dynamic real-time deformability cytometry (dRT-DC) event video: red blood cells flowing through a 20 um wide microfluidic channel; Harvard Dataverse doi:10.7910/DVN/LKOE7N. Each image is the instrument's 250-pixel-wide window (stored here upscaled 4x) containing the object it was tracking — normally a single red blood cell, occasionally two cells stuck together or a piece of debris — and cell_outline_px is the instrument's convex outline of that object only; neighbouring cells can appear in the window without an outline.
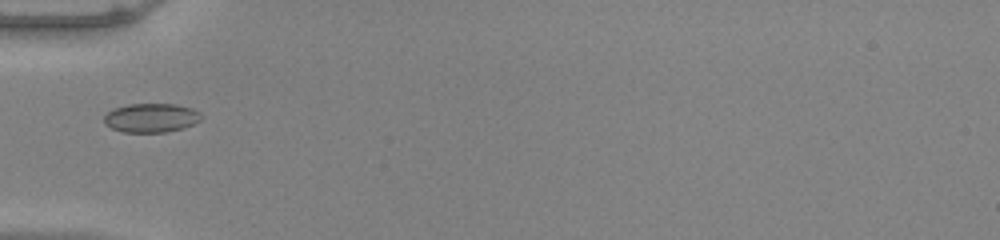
{"species": "common noctule bat (a hibernating species)", "species_latin": "Nyctalus noctula", "temperature_condition": "warm", "stored_images_in_passage": 35, "camera_frame_rate_fps": 3000, "um_per_image_px": 0.085, "animal": {"sex": "male", "body_mass_g": 20.0, "forearm_length_mm": 53.3}, "frame": {"image": 1, "passage_image": 1, "time_ms": 0.0, "image_size_px": [1000, 240], "cell_outline_px": [[204, 116], [200, 120], [184, 128], [164, 132], [124, 132], [112, 128], [104, 124], [104, 116], [112, 108], [128, 104], [176, 104], [192, 108], [200, 112]], "centroid_in_image_um": [12.85, 10.01], "position_along_channel_um": 72.1, "area_um2": 16.53}}
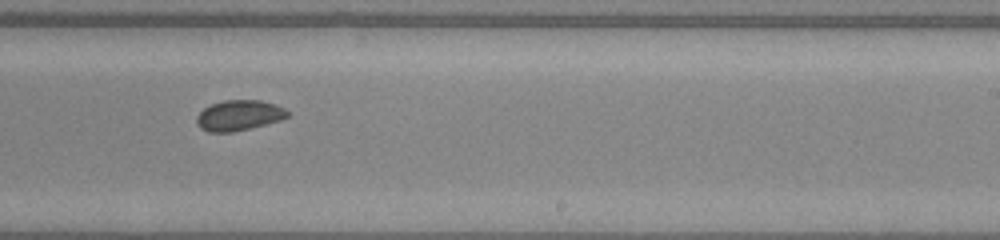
{"frame": {"image": 2, "passage_image": 16, "time_ms": 5.0, "image_size_px": [1000, 240], "cell_outline_px": [[288, 116], [280, 120], [232, 132], [208, 132], [200, 128], [196, 124], [196, 116], [204, 108], [212, 104], [224, 100], [260, 100], [276, 104], [284, 108], [288, 112]], "centroid_in_image_um": [20.28, 9.8], "position_along_channel_um": 268.7, "area_um2": 16.01}}
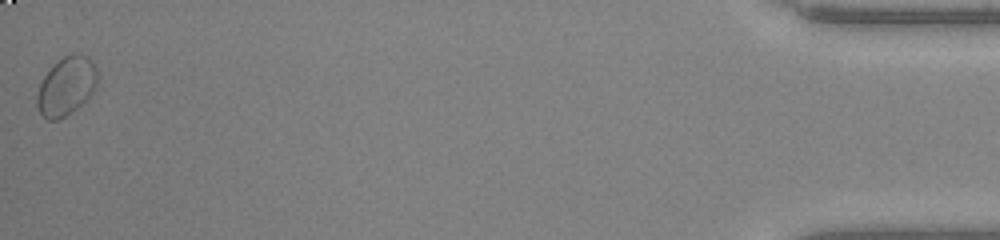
{"frame": {"image": 3, "passage_image": 35, "time_ms": 11.333, "image_size_px": [1000, 240], "cell_outline_px": [[100, 76], [88, 100], [64, 116], [56, 120], [48, 120], [40, 112], [36, 104], [36, 96], [40, 84], [44, 76], [64, 56], [72, 52], [80, 52], [88, 56], [96, 64]], "centroid_in_image_um": [5.69, 7.28], "position_along_channel_um": 429.5, "area_um2": 20.75}, "authors_computed_cell_mechanics": {"area_um2": 16.4152, "velocity_mm_per_s": 3.9389, "shape_relaxation_time_tau1_ms": 7.1777, "shape_relaxation_time_tau2_ms": null, "deformation_change_tau1": 0.0796, "deformation_change_tau2": null}}